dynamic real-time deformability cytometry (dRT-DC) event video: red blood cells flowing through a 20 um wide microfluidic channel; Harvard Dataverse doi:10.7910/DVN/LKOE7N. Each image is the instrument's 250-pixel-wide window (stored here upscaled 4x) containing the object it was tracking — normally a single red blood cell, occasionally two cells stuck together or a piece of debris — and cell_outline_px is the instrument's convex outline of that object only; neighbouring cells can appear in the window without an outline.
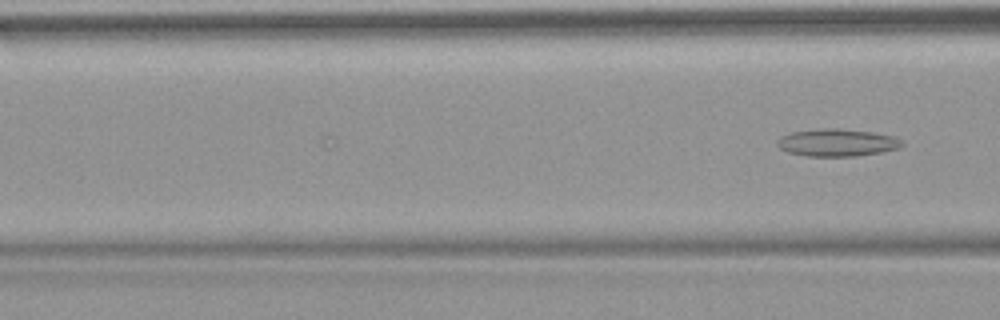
{"species": "common noctule bat (a hibernating species)", "species_latin": "Nyctalus noctula", "temperature_condition": "warm", "stored_images_in_passage": 20, "camera_frame_rate_fps": 3000, "um_per_image_px": 0.085, "animal": {"sex": "female", "body_mass_g": 18.4}, "frame": {"image": 1, "passage_image": 20, "time_ms": 6.333, "image_size_px": [1000, 320], "cell_outline_px": [[904, 144], [900, 148], [880, 152], [856, 156], [808, 156], [788, 152], [780, 148], [776, 144], [776, 140], [780, 136], [788, 132], [820, 128], [840, 128], [872, 132], [892, 136], [900, 140]], "centroid_in_image_um": [71.1, 12.11], "position_along_channel_um": 95.5, "area_um2": 20.06}}